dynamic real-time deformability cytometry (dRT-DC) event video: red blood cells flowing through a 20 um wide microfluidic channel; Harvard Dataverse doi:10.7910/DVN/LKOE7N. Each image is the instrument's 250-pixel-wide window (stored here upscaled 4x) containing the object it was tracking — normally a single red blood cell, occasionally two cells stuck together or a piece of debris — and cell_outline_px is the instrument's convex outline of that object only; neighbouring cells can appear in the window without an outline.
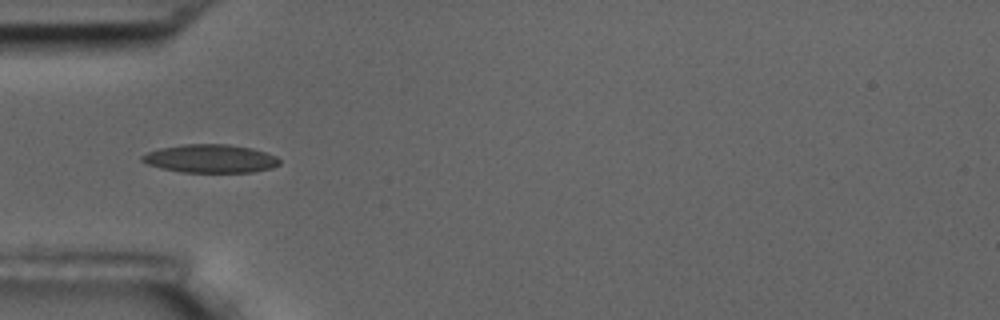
{"species": "common noctule bat (a hibernating species)", "species_latin": "Nyctalus noctula", "temperature_condition": "room temperature", "stored_images_in_passage": 9, "camera_frame_rate_fps": 3000, "um_per_image_px": 0.085, "animal": {"sex": "male", "body_mass_g": 17.5, "forearm_length_mm": 52.3}, "frame": {"image": 1, "passage_image": 1, "time_ms": 0.0, "image_size_px": [1000, 320], "cell_outline_px": [[280, 164], [272, 168], [252, 172], [180, 172], [160, 168], [148, 164], [140, 160], [140, 156], [148, 152], [160, 148], [184, 144], [228, 144], [252, 148], [276, 156], [280, 160]], "centroid_in_image_um": [17.87, 13.48], "position_along_channel_um": 67.1, "area_um2": 22.72}}
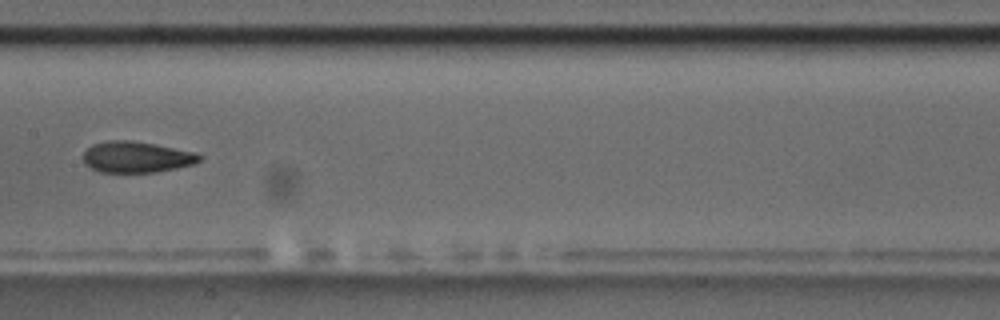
{"frame": {"image": 2, "passage_image": 4, "time_ms": 3.667, "image_size_px": [1000, 320], "cell_outline_px": [[204, 156], [196, 164], [156, 172], [100, 172], [84, 164], [84, 152], [92, 144], [108, 140], [132, 140], [156, 144], [196, 152]], "centroid_in_image_um": [11.64, 13.34], "position_along_channel_um": 195.8, "area_um2": 21.27}}
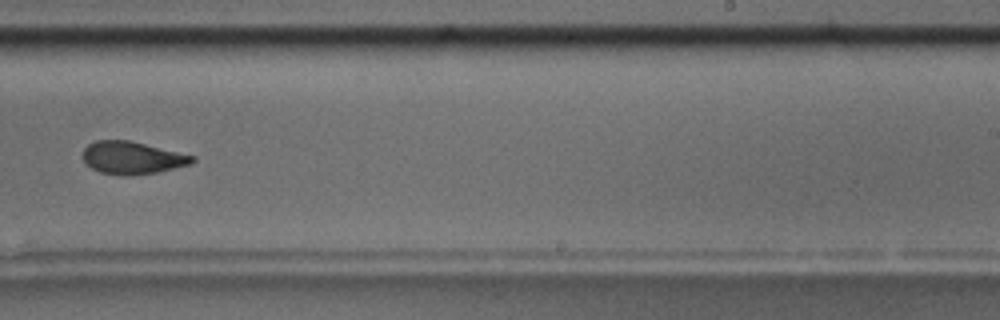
{"frame": {"image": 3, "passage_image": 6, "time_ms": 6.0, "image_size_px": [1000, 320], "cell_outline_px": [[196, 160], [192, 164], [156, 172], [128, 176], [120, 176], [100, 172], [92, 168], [84, 160], [84, 148], [88, 144], [96, 140], [128, 140], [196, 156]], "centroid_in_image_um": [11.26, 13.42], "position_along_channel_um": 277.7, "area_um2": 20.69}}